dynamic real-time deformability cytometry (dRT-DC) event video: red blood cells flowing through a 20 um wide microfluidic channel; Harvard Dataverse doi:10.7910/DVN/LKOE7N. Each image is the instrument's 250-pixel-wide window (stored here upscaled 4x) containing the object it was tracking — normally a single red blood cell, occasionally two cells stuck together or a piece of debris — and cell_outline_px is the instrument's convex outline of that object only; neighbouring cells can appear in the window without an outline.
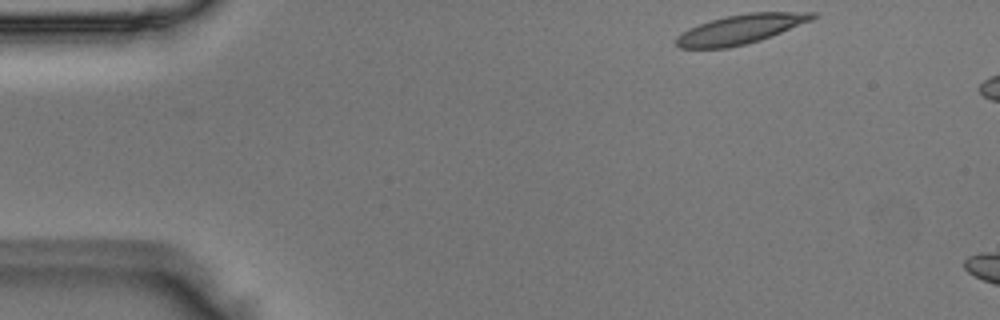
{"species": "Egyptian fruit bat (a non-hibernating species)", "species_latin": "Rousettus aegyptiacus", "temperature_condition": "room temperature", "stored_images_in_passage": 5, "camera_frame_rate_fps": 3000, "um_per_image_px": 0.085, "animal": {"sex": "male"}, "frame": {"image": 1, "passage_image": 1, "time_ms": 0.0, "image_size_px": [1000, 320], "cell_outline_px": [[816, 16], [812, 20], [760, 40], [728, 48], [680, 48], [676, 44], [676, 36], [688, 28], [712, 20], [728, 16], [748, 12], [816, 12]], "centroid_in_image_um": [62.93, 2.48], "position_along_channel_um": 22.1, "area_um2": 23.0}}